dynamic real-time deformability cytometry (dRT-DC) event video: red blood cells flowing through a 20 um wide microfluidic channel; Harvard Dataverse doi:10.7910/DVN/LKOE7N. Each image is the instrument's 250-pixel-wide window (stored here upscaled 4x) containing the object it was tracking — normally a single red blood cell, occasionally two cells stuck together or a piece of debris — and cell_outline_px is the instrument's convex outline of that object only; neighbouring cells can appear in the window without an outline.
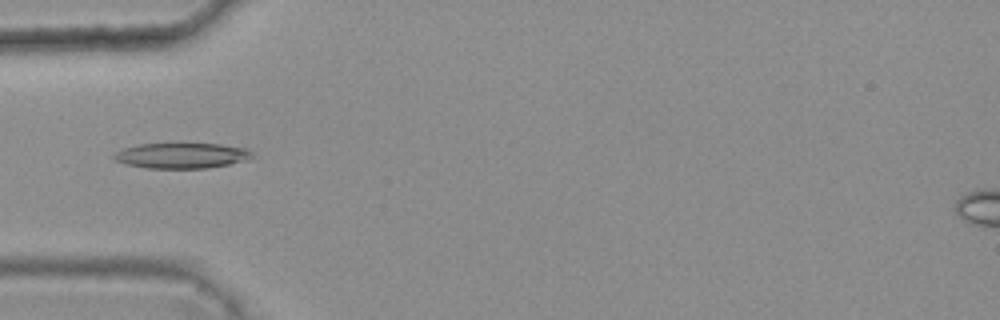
{"species": "common noctule bat (a hibernating species)", "species_latin": "Nyctalus noctula", "temperature_condition": "warm", "stored_images_in_passage": 7, "camera_frame_rate_fps": 3000, "um_per_image_px": 0.085, "animal": {"sex": "female", "body_mass_g": 25.1}, "frame": {"image": 1, "passage_image": 4, "time_ms": 1.0, "image_size_px": [1000, 320], "cell_outline_px": [[256, 156], [244, 160], [228, 164], [208, 168], [148, 168], [124, 164], [116, 160], [112, 156], [116, 152], [124, 148], [140, 144], [220, 144], [248, 148]], "centroid_in_image_um": [15.46, 13.22], "position_along_channel_um": 69.5, "area_um2": 20.4}}
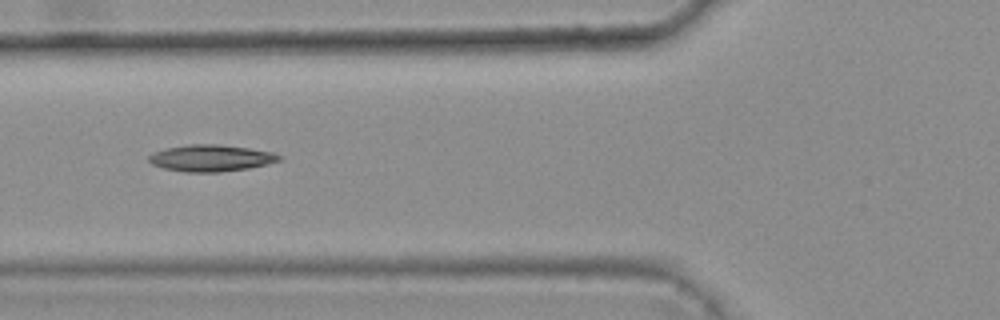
{"frame": {"image": 2, "passage_image": 5, "time_ms": 1.333, "image_size_px": [1000, 320], "cell_outline_px": [[284, 156], [280, 160], [268, 164], [248, 168], [220, 172], [184, 172], [164, 168], [152, 164], [148, 160], [148, 156], [156, 152], [168, 148], [188, 144], [216, 144], [248, 148], [272, 152]], "centroid_in_image_um": [17.96, 13.44], "position_along_channel_um": 107.8, "area_um2": 20.11}}
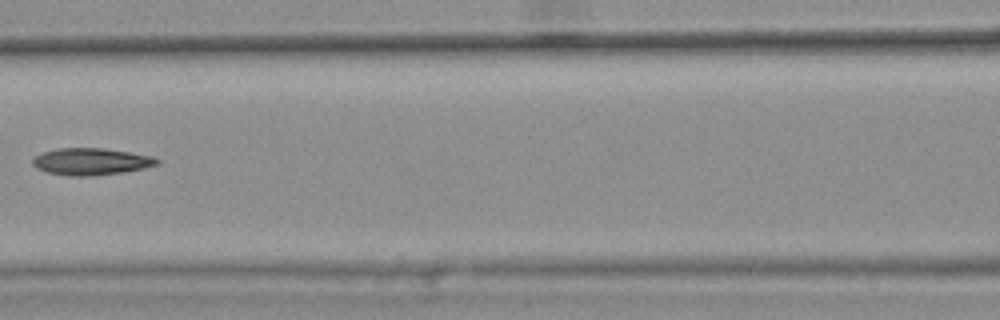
{"frame": {"image": 3, "passage_image": 6, "time_ms": 1.667, "image_size_px": [1000, 320], "cell_outline_px": [[160, 164], [144, 168], [124, 172], [92, 176], [68, 176], [48, 172], [36, 168], [32, 164], [32, 160], [36, 156], [44, 152], [56, 148], [104, 148], [152, 156], [160, 160]], "centroid_in_image_um": [7.75, 13.73], "position_along_channel_um": 158.8, "area_um2": 19.54}}